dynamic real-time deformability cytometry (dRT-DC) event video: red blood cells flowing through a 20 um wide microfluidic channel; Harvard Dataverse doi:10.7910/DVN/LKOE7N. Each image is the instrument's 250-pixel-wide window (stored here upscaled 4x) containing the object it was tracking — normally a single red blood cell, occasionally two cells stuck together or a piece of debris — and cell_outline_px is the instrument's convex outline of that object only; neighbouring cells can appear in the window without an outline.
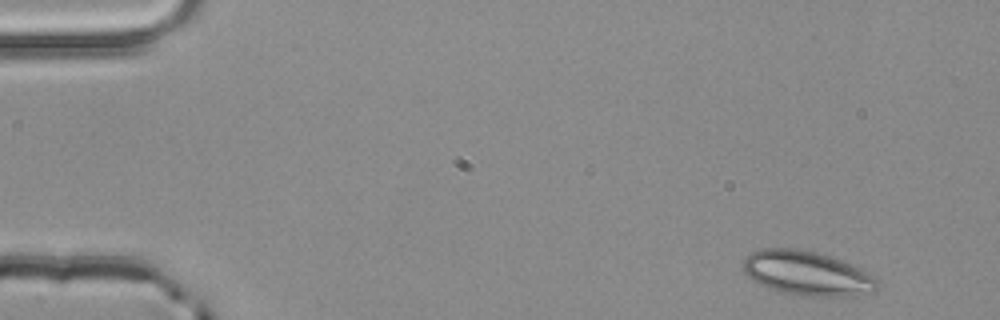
{"species": "common noctule bat (a hibernating species)", "species_latin": "Nyctalus noctula", "temperature_condition": "room temperature", "stored_images_in_passage": 3, "camera_frame_rate_fps": 3000, "um_per_image_px": 0.085, "animal": {"sex": "male", "body_mass_g": 20.4}, "frame": {"image": 1, "passage_image": 1, "time_ms": 0.0, "image_size_px": [1000, 320], "cell_outline_px": [[880, 280], [876, 288], [872, 292], [852, 296], [800, 296], [776, 292], [768, 288], [748, 276], [744, 272], [744, 260], [748, 252], [760, 248], [796, 248], [816, 252], [840, 260], [872, 272]], "centroid_in_image_um": [68.62, 23.23], "position_along_channel_um": 16.4, "area_um2": 35.14}}